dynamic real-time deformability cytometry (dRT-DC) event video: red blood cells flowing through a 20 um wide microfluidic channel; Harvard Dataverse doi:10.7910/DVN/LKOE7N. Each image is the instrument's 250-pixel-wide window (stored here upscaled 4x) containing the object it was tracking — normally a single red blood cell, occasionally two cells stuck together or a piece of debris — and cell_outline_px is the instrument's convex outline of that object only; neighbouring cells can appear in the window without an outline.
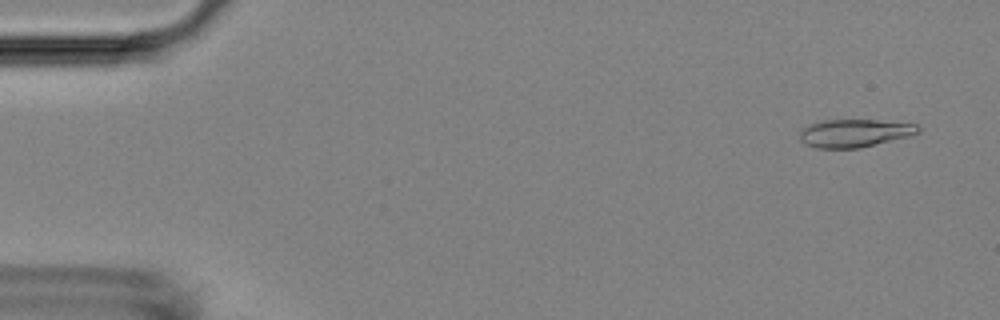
{"species": "Egyptian fruit bat (a non-hibernating species)", "species_latin": "Rousettus aegyptiacus", "temperature_condition": "room temperature", "stored_images_in_passage": 18, "camera_frame_rate_fps": 3000, "um_per_image_px": 0.085, "animal": {"sex": "female"}, "frame": {"image": 1, "passage_image": 3, "time_ms": 0.667, "image_size_px": [1000, 320], "cell_outline_px": [[920, 132], [908, 136], [860, 148], [816, 148], [804, 144], [800, 140], [800, 132], [808, 124], [824, 120], [876, 120], [916, 124], [920, 128]], "centroid_in_image_um": [72.61, 11.32], "position_along_channel_um": 12.4, "area_um2": 19.19}}
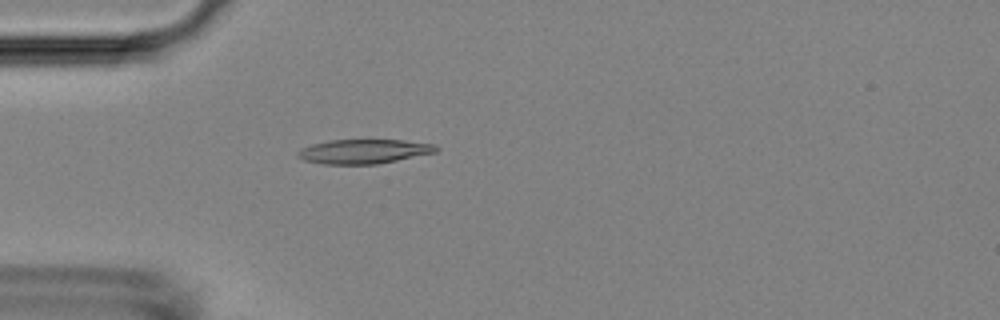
{"frame": {"image": 2, "passage_image": 15, "time_ms": 4.667, "image_size_px": [1000, 320], "cell_outline_px": [[440, 148], [436, 152], [376, 164], [324, 164], [304, 160], [296, 156], [296, 152], [300, 148], [312, 144], [328, 140], [404, 140], [436, 144]], "centroid_in_image_um": [30.9, 12.86], "position_along_channel_um": 54.1, "area_um2": 19.65}}